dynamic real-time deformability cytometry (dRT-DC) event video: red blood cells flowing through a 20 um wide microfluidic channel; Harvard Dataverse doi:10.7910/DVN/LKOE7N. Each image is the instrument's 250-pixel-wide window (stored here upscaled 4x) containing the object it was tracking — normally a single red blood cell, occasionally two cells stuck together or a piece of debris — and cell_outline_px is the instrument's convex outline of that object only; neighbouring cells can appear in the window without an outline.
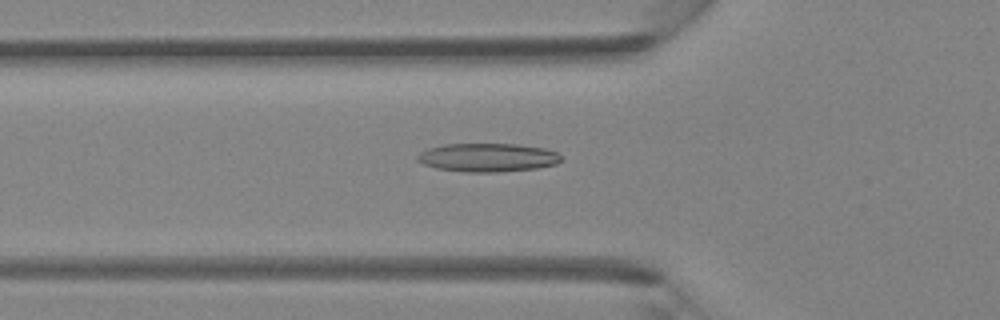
{"species": "Egyptian fruit bat (a non-hibernating species)", "species_latin": "Rousettus aegyptiacus", "temperature_condition": "room temperature", "stored_images_in_passage": 45, "camera_frame_rate_fps": 3000, "um_per_image_px": 0.085, "animal": {"sex": "female"}, "frame": {"image": 1, "passage_image": 16, "time_ms": 5.0, "image_size_px": [1000, 320], "cell_outline_px": [[560, 160], [556, 164], [536, 168], [496, 172], [464, 172], [436, 168], [424, 164], [416, 160], [416, 156], [420, 152], [428, 148], [444, 144], [516, 144], [544, 148], [556, 152], [560, 156]], "centroid_in_image_um": [41.41, 13.38], "position_along_channel_um": 84.4, "area_um2": 23.81}}
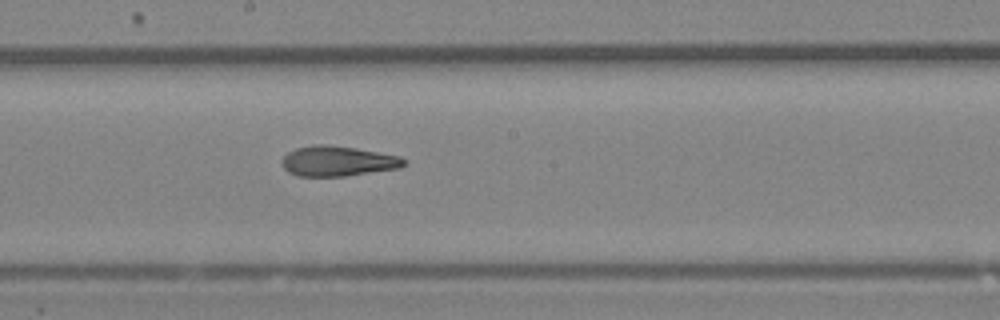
{"frame": {"image": 2, "passage_image": 25, "time_ms": 8.0, "image_size_px": [1000, 320], "cell_outline_px": [[404, 164], [400, 168], [344, 176], [296, 176], [288, 172], [284, 168], [280, 160], [288, 152], [296, 148], [316, 144], [324, 144], [356, 148], [400, 156], [404, 160]], "centroid_in_image_um": [28.67, 13.69], "position_along_channel_um": 219.5, "area_um2": 21.39}}
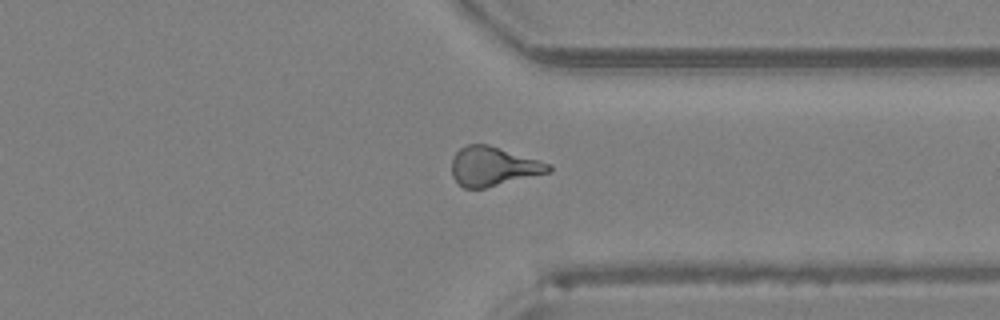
{"frame": {"image": 3, "passage_image": 35, "time_ms": 11.333, "image_size_px": [1000, 320], "cell_outline_px": [[552, 172], [484, 188], [464, 188], [452, 176], [452, 160], [456, 152], [460, 148], [468, 144], [488, 144], [552, 164]], "centroid_in_image_um": [41.95, 14.14], "position_along_channel_um": 369.5, "area_um2": 22.08}}